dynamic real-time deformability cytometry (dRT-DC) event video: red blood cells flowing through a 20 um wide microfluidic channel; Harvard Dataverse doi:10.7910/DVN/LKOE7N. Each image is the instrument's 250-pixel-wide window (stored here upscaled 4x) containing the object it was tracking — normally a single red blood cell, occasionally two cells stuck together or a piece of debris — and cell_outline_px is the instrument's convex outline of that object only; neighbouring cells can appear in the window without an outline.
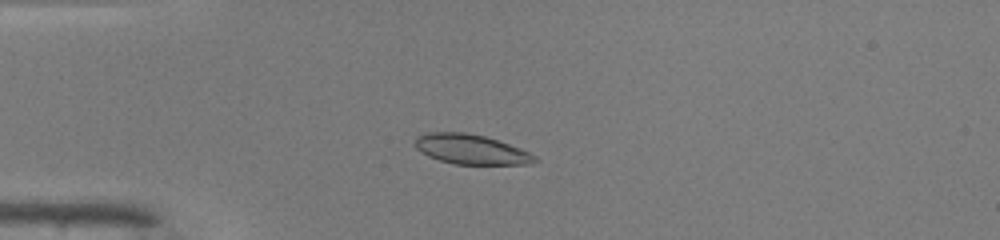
{"species": "common noctule bat (a hibernating species)", "species_latin": "Nyctalus noctula", "temperature_condition": "warm", "stored_images_in_passage": 37, "camera_frame_rate_fps": 3000, "um_per_image_px": 0.085, "animal": {"sex": "male", "body_mass_g": 19.0, "forearm_length_mm": 50.8}, "frame": {"image": 1, "passage_image": 1, "time_ms": 0.0, "image_size_px": [1000, 240], "cell_outline_px": [[540, 160], [532, 164], [452, 164], [428, 156], [416, 148], [416, 136], [424, 132], [464, 132], [484, 136], [520, 148], [536, 156]], "centroid_in_image_um": [40.03, 12.69], "position_along_channel_um": 45.0, "area_um2": 20.75}}
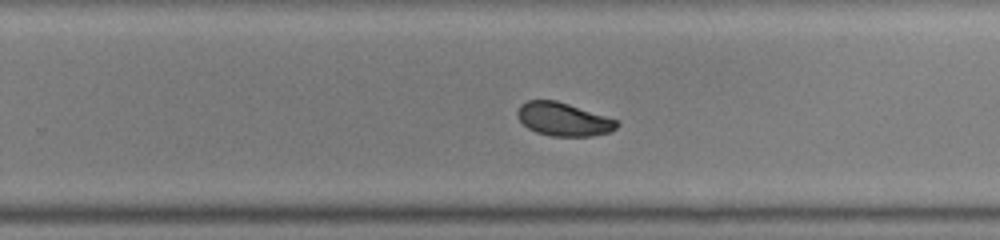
{"frame": {"image": 2, "passage_image": 20, "time_ms": 6.333, "image_size_px": [1000, 240], "cell_outline_px": [[620, 124], [616, 128], [608, 132], [592, 136], [552, 136], [536, 132], [528, 128], [520, 120], [516, 112], [520, 104], [528, 100], [556, 100], [620, 120]], "centroid_in_image_um": [47.91, 10.13], "position_along_channel_um": 281.9, "area_um2": 19.36}}
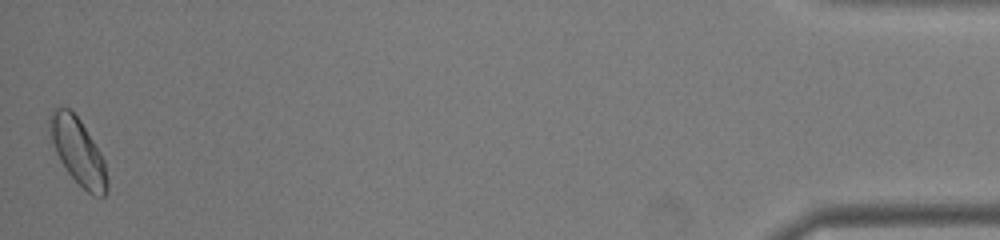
{"frame": {"image": 3, "passage_image": 37, "time_ms": 12.0, "image_size_px": [1000, 240], "cell_outline_px": [[108, 188], [104, 196], [92, 196], [68, 172], [60, 160], [56, 152], [52, 140], [48, 124], [48, 116], [56, 108], [68, 108], [80, 120], [100, 152], [104, 160], [108, 180]], "centroid_in_image_um": [6.64, 12.88], "position_along_channel_um": 428.6, "area_um2": 21.79}, "authors_computed_cell_mechanics": {"area_um2": 20.1722, "velocity_mm_per_s": 4.1162, "shape_relaxation_time_tau1_ms": 3.4983, "shape_relaxation_time_tau2_ms": 3.56, "deformation_change_tau1": 0.1458, "deformation_change_tau2": 0.0651}}